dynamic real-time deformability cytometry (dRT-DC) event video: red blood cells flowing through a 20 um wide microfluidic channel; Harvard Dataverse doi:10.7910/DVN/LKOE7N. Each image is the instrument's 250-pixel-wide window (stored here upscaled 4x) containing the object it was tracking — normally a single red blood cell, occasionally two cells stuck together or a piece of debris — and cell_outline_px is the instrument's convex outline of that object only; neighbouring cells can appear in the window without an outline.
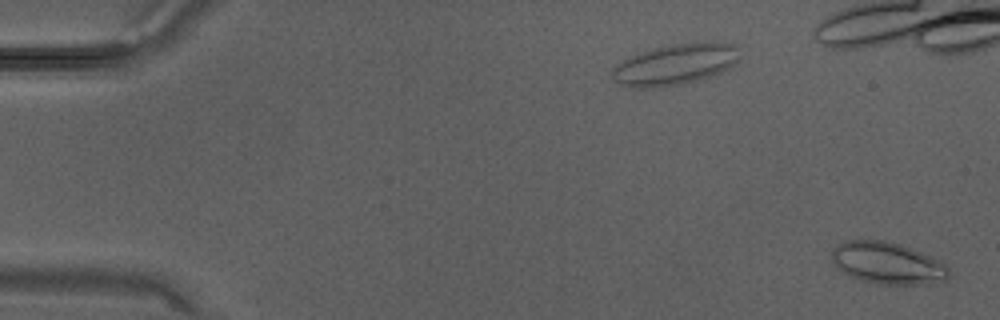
{"species": "Egyptian fruit bat (a non-hibernating species)", "species_latin": "Rousettus aegyptiacus", "temperature_condition": "warm", "stored_images_in_passage": 4, "segment_of_instrument_passage": [2, 2], "camera_frame_rate_fps": 3000, "um_per_image_px": 0.085, "animal": {"sex": "male"}, "frame": {"image": 1, "passage_image": 4, "time_ms": 1.0, "image_size_px": [1000, 320], "cell_outline_px": [[948, 280], [928, 284], [880, 284], [864, 280], [852, 276], [836, 268], [832, 260], [832, 248], [836, 244], [844, 240], [884, 240], [900, 244], [912, 248], [944, 264], [948, 268]], "centroid_in_image_um": [75.4, 22.35], "position_along_channel_um": 9.6, "area_um2": 28.38}}